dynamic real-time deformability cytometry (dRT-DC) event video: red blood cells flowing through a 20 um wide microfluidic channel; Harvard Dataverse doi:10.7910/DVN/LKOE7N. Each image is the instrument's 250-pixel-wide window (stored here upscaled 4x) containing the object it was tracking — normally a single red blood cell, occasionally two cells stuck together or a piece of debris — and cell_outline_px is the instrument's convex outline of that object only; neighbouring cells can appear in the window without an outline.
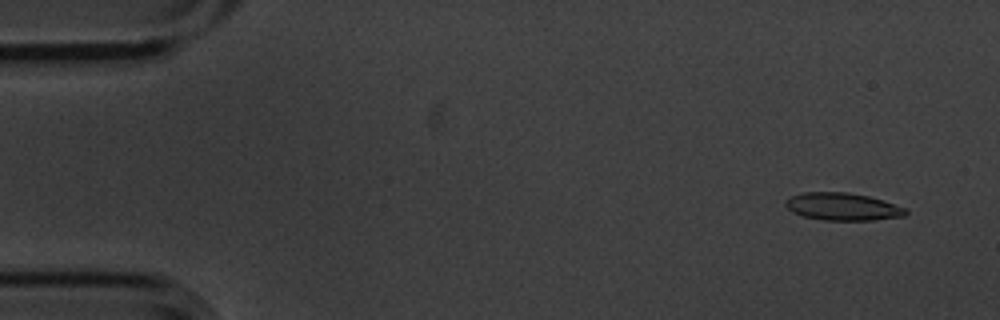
{"species": "common noctule bat (a hibernating species)", "species_latin": "Nyctalus noctula", "temperature_condition": "cold", "stored_images_in_passage": 6, "camera_frame_rate_fps": 3000, "um_per_image_px": 0.085, "animal": {"sex": "male", "body_mass_g": 20.1, "forearm_length_mm": 53.5}, "frame": {"image": 1, "passage_image": 2, "time_ms": 0.333, "image_size_px": [1000, 320], "cell_outline_px": [[908, 212], [904, 216], [872, 220], [824, 220], [804, 216], [792, 212], [784, 204], [784, 200], [788, 196], [804, 192], [848, 192], [868, 196], [908, 208]], "centroid_in_image_um": [71.6, 17.56], "position_along_channel_um": 13.4, "area_um2": 19.36}}
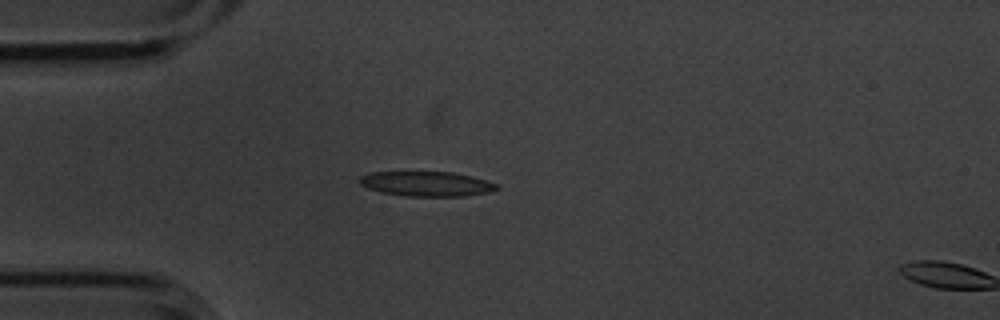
{"frame": {"image": 2, "passage_image": 5, "time_ms": 1.333, "image_size_px": [1000, 320], "cell_outline_px": [[500, 188], [488, 192], [460, 196], [408, 196], [380, 192], [368, 188], [360, 184], [360, 176], [372, 172], [452, 172], [472, 176], [496, 184]], "centroid_in_image_um": [36.23, 15.62], "position_along_channel_um": 48.8, "area_um2": 19.59}}